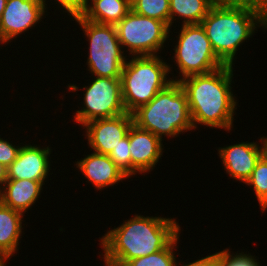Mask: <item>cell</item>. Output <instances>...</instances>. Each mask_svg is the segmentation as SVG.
<instances>
[{
  "label": "cell",
  "mask_w": 267,
  "mask_h": 266,
  "mask_svg": "<svg viewBox=\"0 0 267 266\" xmlns=\"http://www.w3.org/2000/svg\"><path fill=\"white\" fill-rule=\"evenodd\" d=\"M20 147L0 137V163L8 167L16 159Z\"/></svg>",
  "instance_id": "obj_26"
},
{
  "label": "cell",
  "mask_w": 267,
  "mask_h": 266,
  "mask_svg": "<svg viewBox=\"0 0 267 266\" xmlns=\"http://www.w3.org/2000/svg\"><path fill=\"white\" fill-rule=\"evenodd\" d=\"M129 137L127 135L121 139L120 144L113 148L109 157L116 166L128 177H131V155H130Z\"/></svg>",
  "instance_id": "obj_23"
},
{
  "label": "cell",
  "mask_w": 267,
  "mask_h": 266,
  "mask_svg": "<svg viewBox=\"0 0 267 266\" xmlns=\"http://www.w3.org/2000/svg\"><path fill=\"white\" fill-rule=\"evenodd\" d=\"M45 13L40 0H7L0 18V44L11 43L13 38L36 26Z\"/></svg>",
  "instance_id": "obj_10"
},
{
  "label": "cell",
  "mask_w": 267,
  "mask_h": 266,
  "mask_svg": "<svg viewBox=\"0 0 267 266\" xmlns=\"http://www.w3.org/2000/svg\"><path fill=\"white\" fill-rule=\"evenodd\" d=\"M132 124V114L124 113L112 118L95 119L82 127H85L91 151L109 155L113 148L120 144L121 139L127 135Z\"/></svg>",
  "instance_id": "obj_11"
},
{
  "label": "cell",
  "mask_w": 267,
  "mask_h": 266,
  "mask_svg": "<svg viewBox=\"0 0 267 266\" xmlns=\"http://www.w3.org/2000/svg\"><path fill=\"white\" fill-rule=\"evenodd\" d=\"M44 184L29 179H7L0 192V202L24 214L38 200Z\"/></svg>",
  "instance_id": "obj_16"
},
{
  "label": "cell",
  "mask_w": 267,
  "mask_h": 266,
  "mask_svg": "<svg viewBox=\"0 0 267 266\" xmlns=\"http://www.w3.org/2000/svg\"><path fill=\"white\" fill-rule=\"evenodd\" d=\"M229 250L226 248L219 251V266H261L255 256L246 252L231 254Z\"/></svg>",
  "instance_id": "obj_24"
},
{
  "label": "cell",
  "mask_w": 267,
  "mask_h": 266,
  "mask_svg": "<svg viewBox=\"0 0 267 266\" xmlns=\"http://www.w3.org/2000/svg\"><path fill=\"white\" fill-rule=\"evenodd\" d=\"M6 2H7V0H0V18H1V15H2L4 9H5Z\"/></svg>",
  "instance_id": "obj_31"
},
{
  "label": "cell",
  "mask_w": 267,
  "mask_h": 266,
  "mask_svg": "<svg viewBox=\"0 0 267 266\" xmlns=\"http://www.w3.org/2000/svg\"><path fill=\"white\" fill-rule=\"evenodd\" d=\"M179 32L173 58L181 79L206 74L225 66L213 51L201 24H182Z\"/></svg>",
  "instance_id": "obj_7"
},
{
  "label": "cell",
  "mask_w": 267,
  "mask_h": 266,
  "mask_svg": "<svg viewBox=\"0 0 267 266\" xmlns=\"http://www.w3.org/2000/svg\"><path fill=\"white\" fill-rule=\"evenodd\" d=\"M215 3L216 0H169L170 29L174 21L179 18L184 19L183 25L200 24Z\"/></svg>",
  "instance_id": "obj_19"
},
{
  "label": "cell",
  "mask_w": 267,
  "mask_h": 266,
  "mask_svg": "<svg viewBox=\"0 0 267 266\" xmlns=\"http://www.w3.org/2000/svg\"><path fill=\"white\" fill-rule=\"evenodd\" d=\"M181 266H219V252H216L212 255H208L206 257H202L201 259H198L188 264H182Z\"/></svg>",
  "instance_id": "obj_28"
},
{
  "label": "cell",
  "mask_w": 267,
  "mask_h": 266,
  "mask_svg": "<svg viewBox=\"0 0 267 266\" xmlns=\"http://www.w3.org/2000/svg\"><path fill=\"white\" fill-rule=\"evenodd\" d=\"M89 41L87 67L96 77L121 78L127 55L119 42L115 25L98 24L74 18Z\"/></svg>",
  "instance_id": "obj_6"
},
{
  "label": "cell",
  "mask_w": 267,
  "mask_h": 266,
  "mask_svg": "<svg viewBox=\"0 0 267 266\" xmlns=\"http://www.w3.org/2000/svg\"><path fill=\"white\" fill-rule=\"evenodd\" d=\"M130 10L129 0H85L81 16L94 23L116 25Z\"/></svg>",
  "instance_id": "obj_18"
},
{
  "label": "cell",
  "mask_w": 267,
  "mask_h": 266,
  "mask_svg": "<svg viewBox=\"0 0 267 266\" xmlns=\"http://www.w3.org/2000/svg\"><path fill=\"white\" fill-rule=\"evenodd\" d=\"M115 27L129 56L158 55L170 36V27L165 22L139 15L132 9Z\"/></svg>",
  "instance_id": "obj_8"
},
{
  "label": "cell",
  "mask_w": 267,
  "mask_h": 266,
  "mask_svg": "<svg viewBox=\"0 0 267 266\" xmlns=\"http://www.w3.org/2000/svg\"><path fill=\"white\" fill-rule=\"evenodd\" d=\"M131 177L137 173L146 174L156 167L163 154V143L159 137L137 127L134 123L128 131Z\"/></svg>",
  "instance_id": "obj_12"
},
{
  "label": "cell",
  "mask_w": 267,
  "mask_h": 266,
  "mask_svg": "<svg viewBox=\"0 0 267 266\" xmlns=\"http://www.w3.org/2000/svg\"><path fill=\"white\" fill-rule=\"evenodd\" d=\"M180 233L162 250L127 261L123 266H176L175 249Z\"/></svg>",
  "instance_id": "obj_20"
},
{
  "label": "cell",
  "mask_w": 267,
  "mask_h": 266,
  "mask_svg": "<svg viewBox=\"0 0 267 266\" xmlns=\"http://www.w3.org/2000/svg\"><path fill=\"white\" fill-rule=\"evenodd\" d=\"M176 219L134 215L100 238L104 265L123 266L127 261L164 249L180 232Z\"/></svg>",
  "instance_id": "obj_1"
},
{
  "label": "cell",
  "mask_w": 267,
  "mask_h": 266,
  "mask_svg": "<svg viewBox=\"0 0 267 266\" xmlns=\"http://www.w3.org/2000/svg\"><path fill=\"white\" fill-rule=\"evenodd\" d=\"M219 157L229 177L245 183L262 157L261 146L257 142H240L218 148Z\"/></svg>",
  "instance_id": "obj_14"
},
{
  "label": "cell",
  "mask_w": 267,
  "mask_h": 266,
  "mask_svg": "<svg viewBox=\"0 0 267 266\" xmlns=\"http://www.w3.org/2000/svg\"><path fill=\"white\" fill-rule=\"evenodd\" d=\"M82 89H85L83 108L76 110L74 115V120L79 125L127 113L123 104L120 78L94 76L92 82Z\"/></svg>",
  "instance_id": "obj_9"
},
{
  "label": "cell",
  "mask_w": 267,
  "mask_h": 266,
  "mask_svg": "<svg viewBox=\"0 0 267 266\" xmlns=\"http://www.w3.org/2000/svg\"><path fill=\"white\" fill-rule=\"evenodd\" d=\"M131 9L139 15L165 22L169 26V0H132Z\"/></svg>",
  "instance_id": "obj_21"
},
{
  "label": "cell",
  "mask_w": 267,
  "mask_h": 266,
  "mask_svg": "<svg viewBox=\"0 0 267 266\" xmlns=\"http://www.w3.org/2000/svg\"><path fill=\"white\" fill-rule=\"evenodd\" d=\"M23 213L0 202V259L7 263L18 251L22 238Z\"/></svg>",
  "instance_id": "obj_17"
},
{
  "label": "cell",
  "mask_w": 267,
  "mask_h": 266,
  "mask_svg": "<svg viewBox=\"0 0 267 266\" xmlns=\"http://www.w3.org/2000/svg\"><path fill=\"white\" fill-rule=\"evenodd\" d=\"M133 123L163 140L194 129L186 93L172 81L147 104L132 113Z\"/></svg>",
  "instance_id": "obj_4"
},
{
  "label": "cell",
  "mask_w": 267,
  "mask_h": 266,
  "mask_svg": "<svg viewBox=\"0 0 267 266\" xmlns=\"http://www.w3.org/2000/svg\"><path fill=\"white\" fill-rule=\"evenodd\" d=\"M52 149L24 144L16 159L7 167V179H29L46 182L51 170L49 160Z\"/></svg>",
  "instance_id": "obj_13"
},
{
  "label": "cell",
  "mask_w": 267,
  "mask_h": 266,
  "mask_svg": "<svg viewBox=\"0 0 267 266\" xmlns=\"http://www.w3.org/2000/svg\"><path fill=\"white\" fill-rule=\"evenodd\" d=\"M171 65L160 55L131 56L121 74V89L124 107L132 114L139 107L149 103L159 91L172 82L168 79ZM168 79V80H167Z\"/></svg>",
  "instance_id": "obj_5"
},
{
  "label": "cell",
  "mask_w": 267,
  "mask_h": 266,
  "mask_svg": "<svg viewBox=\"0 0 267 266\" xmlns=\"http://www.w3.org/2000/svg\"><path fill=\"white\" fill-rule=\"evenodd\" d=\"M76 167L82 172L88 182L93 184L96 190L118 184L128 178L105 154L91 153L76 162Z\"/></svg>",
  "instance_id": "obj_15"
},
{
  "label": "cell",
  "mask_w": 267,
  "mask_h": 266,
  "mask_svg": "<svg viewBox=\"0 0 267 266\" xmlns=\"http://www.w3.org/2000/svg\"><path fill=\"white\" fill-rule=\"evenodd\" d=\"M252 186L254 194L258 199L260 209L263 212L267 211V161L261 157L253 169L250 177L244 183Z\"/></svg>",
  "instance_id": "obj_22"
},
{
  "label": "cell",
  "mask_w": 267,
  "mask_h": 266,
  "mask_svg": "<svg viewBox=\"0 0 267 266\" xmlns=\"http://www.w3.org/2000/svg\"><path fill=\"white\" fill-rule=\"evenodd\" d=\"M262 157L267 161V137H260Z\"/></svg>",
  "instance_id": "obj_30"
},
{
  "label": "cell",
  "mask_w": 267,
  "mask_h": 266,
  "mask_svg": "<svg viewBox=\"0 0 267 266\" xmlns=\"http://www.w3.org/2000/svg\"><path fill=\"white\" fill-rule=\"evenodd\" d=\"M216 2L228 5H245L254 7L267 15V0H216Z\"/></svg>",
  "instance_id": "obj_27"
},
{
  "label": "cell",
  "mask_w": 267,
  "mask_h": 266,
  "mask_svg": "<svg viewBox=\"0 0 267 266\" xmlns=\"http://www.w3.org/2000/svg\"><path fill=\"white\" fill-rule=\"evenodd\" d=\"M233 66L225 65L206 74L172 79L181 84L187 96L194 129L198 125L230 131L237 98L233 94Z\"/></svg>",
  "instance_id": "obj_2"
},
{
  "label": "cell",
  "mask_w": 267,
  "mask_h": 266,
  "mask_svg": "<svg viewBox=\"0 0 267 266\" xmlns=\"http://www.w3.org/2000/svg\"><path fill=\"white\" fill-rule=\"evenodd\" d=\"M200 24L216 56L233 66L239 46L254 35L256 28L267 30V15L254 7L216 2Z\"/></svg>",
  "instance_id": "obj_3"
},
{
  "label": "cell",
  "mask_w": 267,
  "mask_h": 266,
  "mask_svg": "<svg viewBox=\"0 0 267 266\" xmlns=\"http://www.w3.org/2000/svg\"><path fill=\"white\" fill-rule=\"evenodd\" d=\"M43 3L44 9L46 10L47 4L46 0H40ZM56 1V4H58L61 8L65 9L63 12H67L71 18H77L82 15L84 6H85V0H54ZM58 2V3H57Z\"/></svg>",
  "instance_id": "obj_25"
},
{
  "label": "cell",
  "mask_w": 267,
  "mask_h": 266,
  "mask_svg": "<svg viewBox=\"0 0 267 266\" xmlns=\"http://www.w3.org/2000/svg\"><path fill=\"white\" fill-rule=\"evenodd\" d=\"M7 181V167L0 163V192Z\"/></svg>",
  "instance_id": "obj_29"
},
{
  "label": "cell",
  "mask_w": 267,
  "mask_h": 266,
  "mask_svg": "<svg viewBox=\"0 0 267 266\" xmlns=\"http://www.w3.org/2000/svg\"><path fill=\"white\" fill-rule=\"evenodd\" d=\"M0 266H7L6 263H4L1 259H0Z\"/></svg>",
  "instance_id": "obj_32"
}]
</instances>
